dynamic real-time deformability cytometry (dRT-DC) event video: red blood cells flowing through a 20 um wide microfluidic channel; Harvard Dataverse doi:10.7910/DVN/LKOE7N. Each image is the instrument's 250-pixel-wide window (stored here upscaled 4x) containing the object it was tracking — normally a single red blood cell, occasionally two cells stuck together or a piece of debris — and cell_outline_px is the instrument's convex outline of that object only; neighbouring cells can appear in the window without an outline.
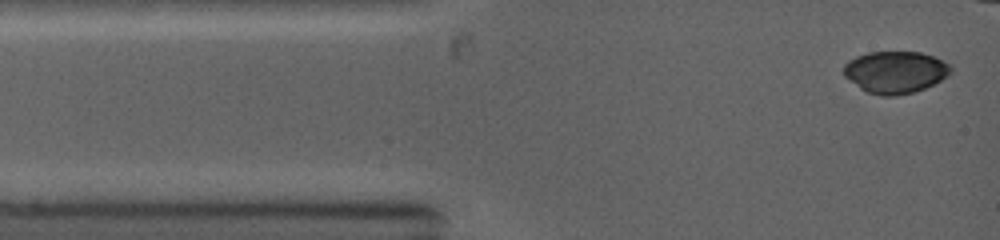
{"species": "common noctule bat (a hibernating species)", "species_latin": "Nyctalus noctula", "temperature_condition": "warm", "stored_images_in_passage": 4, "camera_frame_rate_fps": 5000, "um_per_image_px": 0.085, "animal": {"sex": "female", "body_mass_g": 19.0, "forearm_length_mm": 53.3}, "frame": {"image": 1, "passage_image": 1, "time_ms": 0.0, "image_size_px": [1000, 240], "cell_outline_px": [[952, 72], [948, 76], [916, 92], [896, 96], [880, 96], [868, 92], [860, 88], [844, 76], [844, 64], [848, 60], [856, 56], [868, 52], [920, 52], [932, 56], [948, 64], [952, 68]], "centroid_in_image_um": [76.08, 6.14], "position_along_channel_um": 8.9, "area_um2": 26.18}}